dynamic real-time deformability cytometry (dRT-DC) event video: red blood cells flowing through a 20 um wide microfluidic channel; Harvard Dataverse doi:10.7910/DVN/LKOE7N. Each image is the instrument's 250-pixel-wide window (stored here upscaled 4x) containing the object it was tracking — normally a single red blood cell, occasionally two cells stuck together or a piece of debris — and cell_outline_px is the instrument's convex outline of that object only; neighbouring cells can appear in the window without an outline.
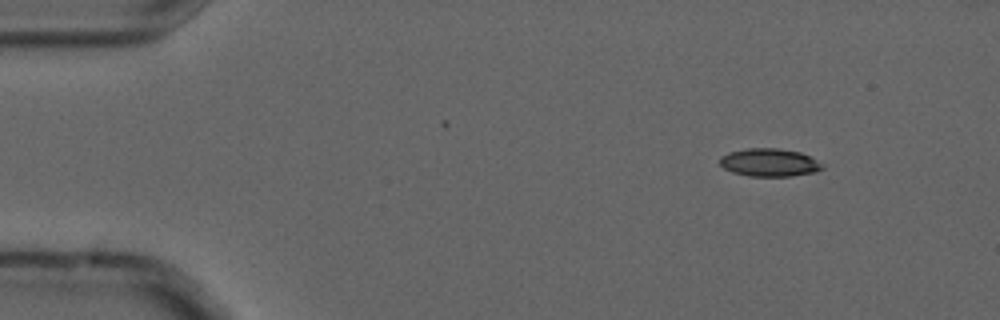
{"species": "common noctule bat (a hibernating species)", "species_latin": "Nyctalus noctula", "temperature_condition": "cold", "stored_images_in_passage": 4, "camera_frame_rate_fps": 3000, "um_per_image_px": 0.085, "animal": {"sex": "male", "forearm_length_mm": 52.5}, "frame": {"image": 1, "passage_image": 1, "time_ms": 0.0, "image_size_px": [1000, 320], "cell_outline_px": [[824, 168], [816, 172], [792, 176], [748, 176], [732, 172], [724, 168], [720, 164], [720, 156], [728, 152], [748, 148], [776, 148], [800, 152], [824, 164]], "centroid_in_image_um": [65.4, 13.82], "position_along_channel_um": 19.6, "area_um2": 16.76}}
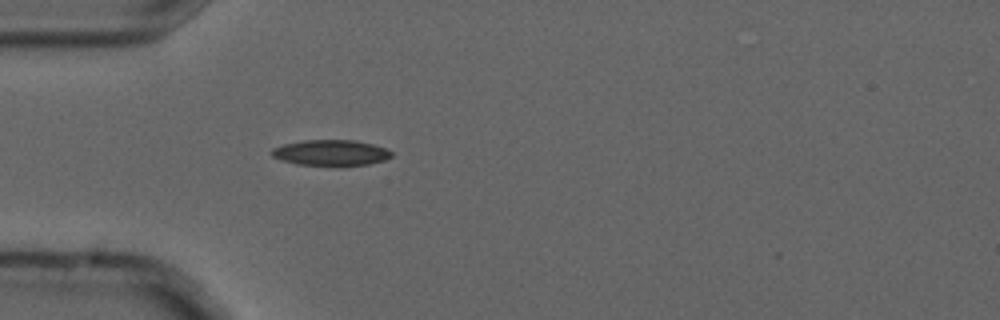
{"frame": {"image": 2, "passage_image": 4, "time_ms": 1.0, "image_size_px": [1000, 320], "cell_outline_px": [[392, 156], [384, 160], [368, 164], [296, 164], [280, 160], [272, 156], [272, 148], [284, 144], [304, 140], [356, 140], [372, 144], [384, 148], [392, 152]], "centroid_in_image_um": [28.1, 12.96], "position_along_channel_um": 56.9, "area_um2": 17.51}}